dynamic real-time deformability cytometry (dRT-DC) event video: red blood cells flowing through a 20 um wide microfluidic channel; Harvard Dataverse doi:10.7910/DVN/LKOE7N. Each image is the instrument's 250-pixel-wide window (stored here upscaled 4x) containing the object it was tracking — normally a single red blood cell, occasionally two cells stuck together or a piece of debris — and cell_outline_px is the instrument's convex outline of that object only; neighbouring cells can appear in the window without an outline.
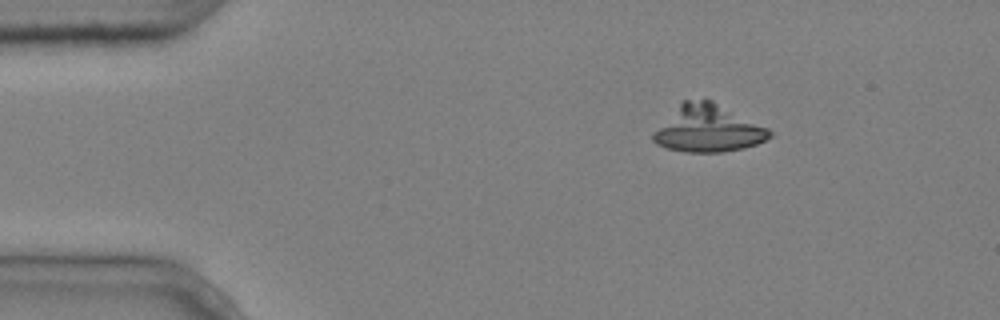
{"species": "common noctule bat (a hibernating species)", "species_latin": "Nyctalus noctula", "temperature_condition": "cold", "stored_images_in_passage": 4, "segment_of_instrument_passage": [1, 2], "camera_frame_rate_fps": 3000, "um_per_image_px": 0.085, "animal": {"sex": "male", "body_mass_g": 20.4}, "frame": {"image": 1, "passage_image": 1, "time_ms": 0.0, "image_size_px": [1000, 320], "cell_outline_px": [[772, 136], [756, 144], [744, 148], [724, 152], [684, 152], [668, 148], [656, 144], [652, 140], [652, 136], [680, 104], [684, 100], [712, 100], [768, 128], [772, 132]], "centroid_in_image_um": [60.23, 10.96], "position_along_channel_um": 24.8, "area_um2": 31.21}}